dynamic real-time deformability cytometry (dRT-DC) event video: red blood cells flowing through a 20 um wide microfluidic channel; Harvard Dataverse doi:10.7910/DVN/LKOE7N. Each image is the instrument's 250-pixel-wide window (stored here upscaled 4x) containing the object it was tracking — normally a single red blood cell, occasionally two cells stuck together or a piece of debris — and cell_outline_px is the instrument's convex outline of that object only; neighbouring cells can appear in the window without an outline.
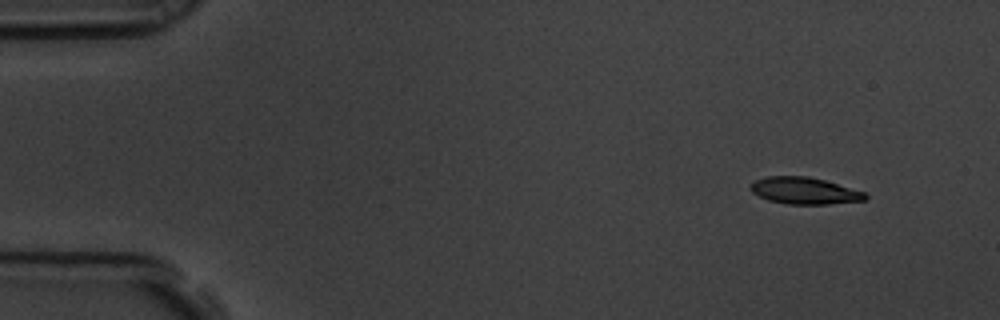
{"species": "common noctule bat (a hibernating species)", "species_latin": "Nyctalus noctula", "temperature_condition": "room temperature", "stored_images_in_passage": 6, "segment_of_instrument_passage": [2, 2], "camera_frame_rate_fps": 3000, "um_per_image_px": 0.085, "animal": {"sex": "male", "body_mass_g": 19.5, "forearm_length_mm": 54.6}, "frame": {"image": 1, "passage_image": 6, "time_ms": 1.667, "image_size_px": [1000, 320], "cell_outline_px": [[868, 196], [864, 200], [828, 204], [788, 204], [768, 200], [752, 192], [752, 184], [756, 180], [764, 176], [808, 176], [824, 180], [864, 192]], "centroid_in_image_um": [68.37, 16.21], "position_along_channel_um": 16.6, "area_um2": 17.63}}